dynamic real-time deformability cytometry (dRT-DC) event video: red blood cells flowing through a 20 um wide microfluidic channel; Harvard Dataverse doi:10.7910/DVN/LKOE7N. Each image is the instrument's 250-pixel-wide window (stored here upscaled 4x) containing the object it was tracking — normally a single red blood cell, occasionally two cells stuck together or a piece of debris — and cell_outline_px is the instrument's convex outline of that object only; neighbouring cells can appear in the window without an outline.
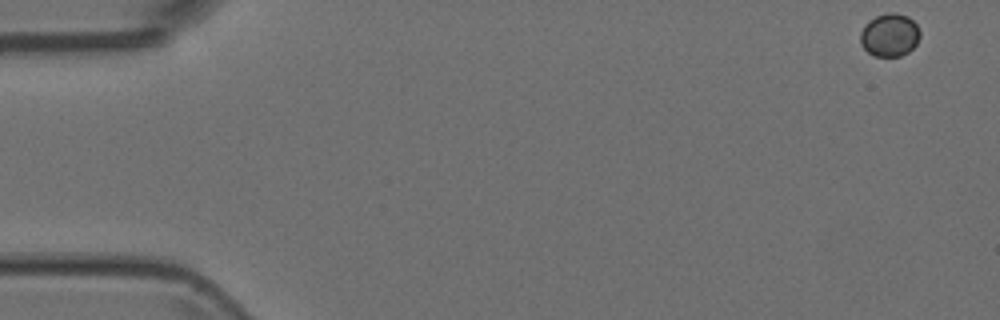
{"species": "Egyptian fruit bat (a non-hibernating species)", "species_latin": "Rousettus aegyptiacus", "temperature_condition": "room temperature", "stored_images_in_passage": 6, "camera_frame_rate_fps": 3000, "um_per_image_px": 0.085, "animal": {"sex": "female"}, "frame": {"image": 1, "passage_image": 1, "time_ms": 0.0, "image_size_px": [1000, 320], "cell_outline_px": [[920, 36], [916, 44], [908, 52], [900, 56], [876, 56], [868, 52], [860, 44], [860, 32], [864, 24], [868, 20], [876, 16], [888, 12], [896, 12], [908, 16], [916, 24], [920, 32]], "centroid_in_image_um": [75.6, 2.96], "position_along_channel_um": 9.4, "area_um2": 15.09}}
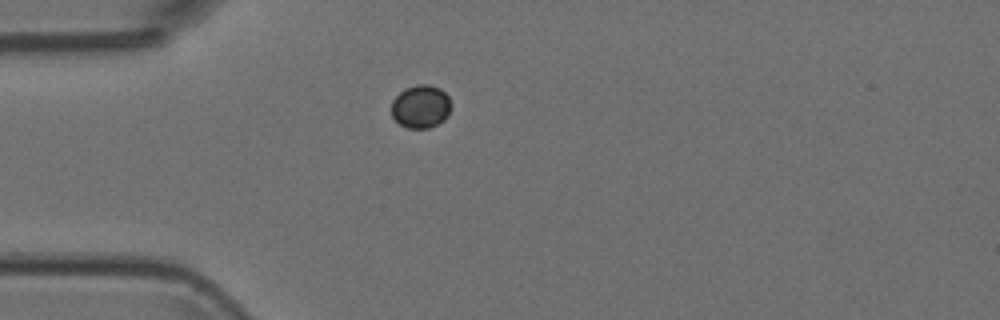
{"frame": {"image": 2, "passage_image": 4, "time_ms": 1.0, "image_size_px": [1000, 320], "cell_outline_px": [[452, 108], [448, 116], [444, 120], [428, 128], [408, 128], [400, 124], [392, 116], [392, 100], [404, 88], [416, 84], [428, 84], [440, 88], [448, 96]], "centroid_in_image_um": [35.78, 9.04], "position_along_channel_um": 49.2, "area_um2": 15.09}}
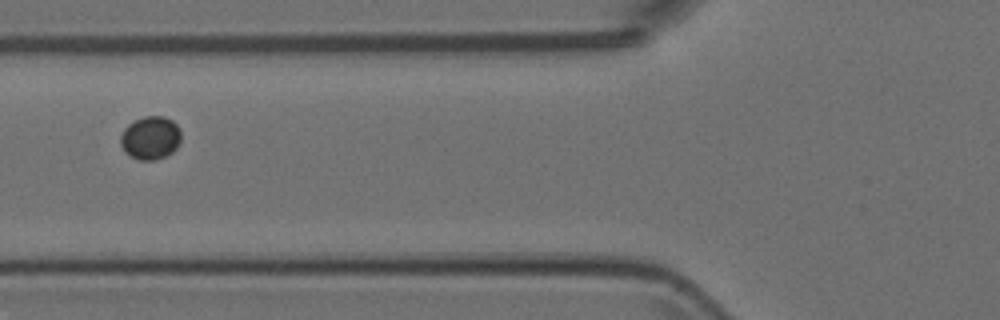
{"frame": {"image": 3, "passage_image": 6, "time_ms": 1.667, "image_size_px": [1000, 320], "cell_outline_px": [[180, 140], [176, 148], [172, 152], [156, 160], [140, 160], [124, 152], [120, 144], [120, 136], [124, 128], [128, 124], [144, 116], [164, 116], [172, 120], [180, 128]], "centroid_in_image_um": [12.78, 11.71], "position_along_channel_um": 113.0, "area_um2": 15.26}}